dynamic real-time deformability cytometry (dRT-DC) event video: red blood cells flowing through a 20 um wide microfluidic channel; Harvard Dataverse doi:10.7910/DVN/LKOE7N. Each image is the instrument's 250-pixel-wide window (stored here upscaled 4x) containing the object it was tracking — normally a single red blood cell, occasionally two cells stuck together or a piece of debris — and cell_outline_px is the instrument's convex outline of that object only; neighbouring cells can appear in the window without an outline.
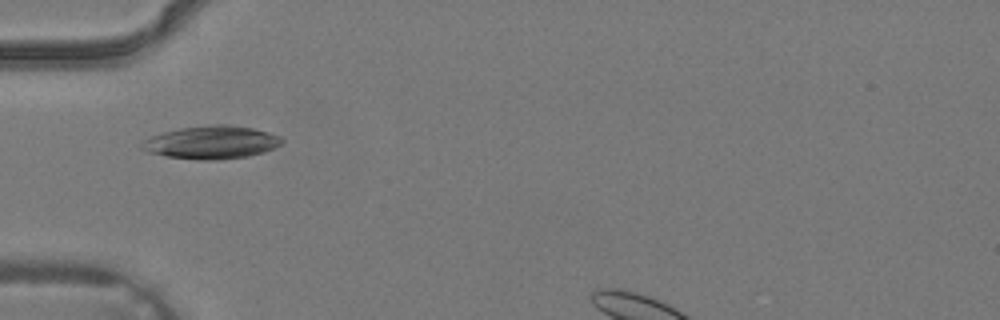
{"species": "common noctule bat (a hibernating species)", "species_latin": "Nyctalus noctula", "temperature_condition": "warm", "stored_images_in_passage": 2, "segment_of_instrument_passage": [1, 2], "camera_frame_rate_fps": 3000, "um_per_image_px": 0.085, "animal": {"sex": "male", "body_mass_g": 19.2, "forearm_length_mm": 51.8}, "frame": {"image": 1, "passage_image": 1, "time_ms": 0.0, "image_size_px": [1000, 320], "cell_outline_px": [[284, 140], [280, 144], [264, 152], [248, 156], [220, 160], [196, 160], [164, 156], [148, 152], [140, 148], [140, 144], [144, 140], [152, 136], [164, 132], [180, 128], [208, 124], [228, 124], [252, 128], [268, 132], [280, 136]], "centroid_in_image_um": [17.95, 12.1], "position_along_channel_um": 67.0, "area_um2": 27.11}}